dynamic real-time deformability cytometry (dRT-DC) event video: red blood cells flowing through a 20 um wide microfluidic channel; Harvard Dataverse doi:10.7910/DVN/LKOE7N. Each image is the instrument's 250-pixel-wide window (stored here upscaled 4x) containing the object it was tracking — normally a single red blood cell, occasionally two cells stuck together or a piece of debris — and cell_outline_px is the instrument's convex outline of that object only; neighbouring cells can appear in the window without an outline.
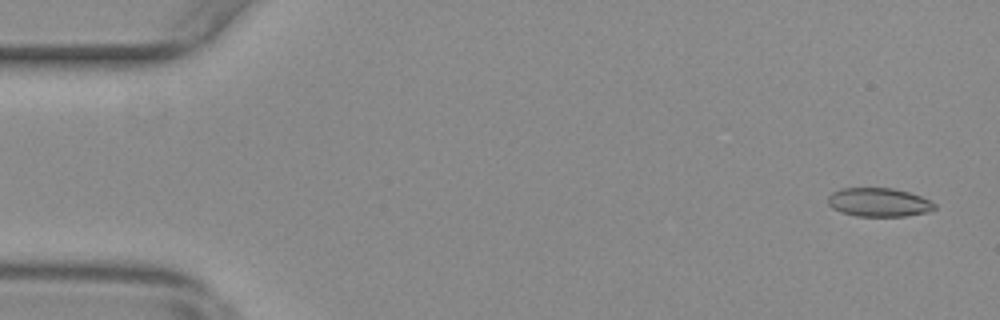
{"species": "common noctule bat (a hibernating species)", "species_latin": "Nyctalus noctula", "temperature_condition": "warm", "stored_images_in_passage": 54, "camera_frame_rate_fps": 3000, "um_per_image_px": 0.085, "animal": {"sex": "female", "body_mass_g": 29.2, "forearm_length_mm": 56.3}, "frame": {"image": 1, "passage_image": 1, "time_ms": 0.0, "image_size_px": [1000, 320], "cell_outline_px": [[936, 208], [928, 212], [904, 216], [856, 216], [840, 212], [832, 208], [828, 204], [828, 196], [832, 192], [840, 188], [892, 188], [908, 192], [920, 196], [936, 204]], "centroid_in_image_um": [74.67, 17.2], "position_along_channel_um": 10.3, "area_um2": 17.86}}
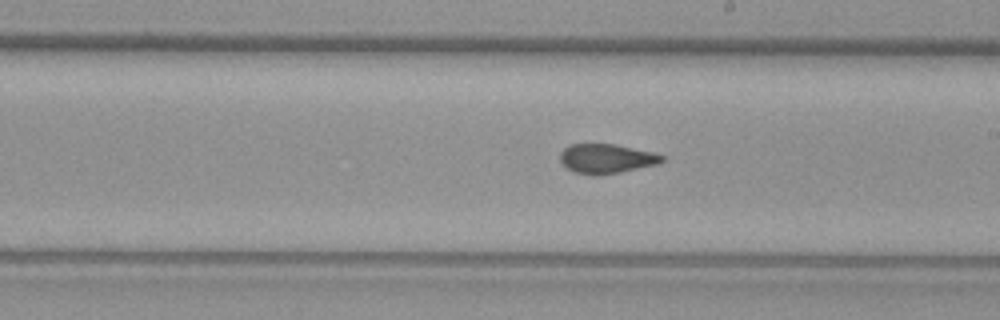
{"frame": {"image": 2, "passage_image": 30, "time_ms": 9.667, "image_size_px": [1000, 320], "cell_outline_px": [[664, 160], [656, 164], [620, 172], [596, 176], [592, 176], [572, 172], [560, 160], [560, 152], [568, 144], [616, 144], [656, 152], [664, 156]], "centroid_in_image_um": [51.54, 13.48], "position_along_channel_um": 237.5, "area_um2": 17.69}}
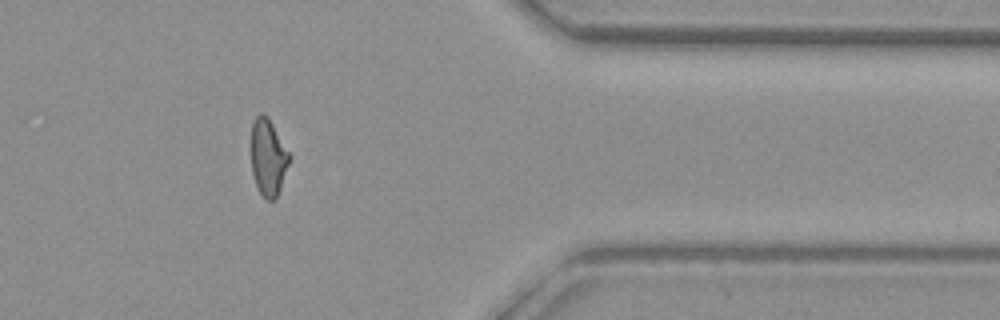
{"frame": {"image": 3, "passage_image": 44, "time_ms": 14.333, "image_size_px": [1000, 320], "cell_outline_px": [[292, 156], [276, 200], [268, 200], [260, 192], [256, 184], [252, 172], [252, 124], [256, 116], [260, 112], [264, 112], [268, 116]], "centroid_in_image_um": [22.82, 13.35], "position_along_channel_um": 388.6, "area_um2": 17.17}, "authors_computed_cell_mechanics": {"area_um2": 17.9758, "velocity_mm_per_s": 3.7092, "shape_relaxation_time_tau1_ms": null, "shape_relaxation_time_tau2_ms": 1.4122, "deformation_change_tau1": null, "deformation_change_tau2": 0.0852}}